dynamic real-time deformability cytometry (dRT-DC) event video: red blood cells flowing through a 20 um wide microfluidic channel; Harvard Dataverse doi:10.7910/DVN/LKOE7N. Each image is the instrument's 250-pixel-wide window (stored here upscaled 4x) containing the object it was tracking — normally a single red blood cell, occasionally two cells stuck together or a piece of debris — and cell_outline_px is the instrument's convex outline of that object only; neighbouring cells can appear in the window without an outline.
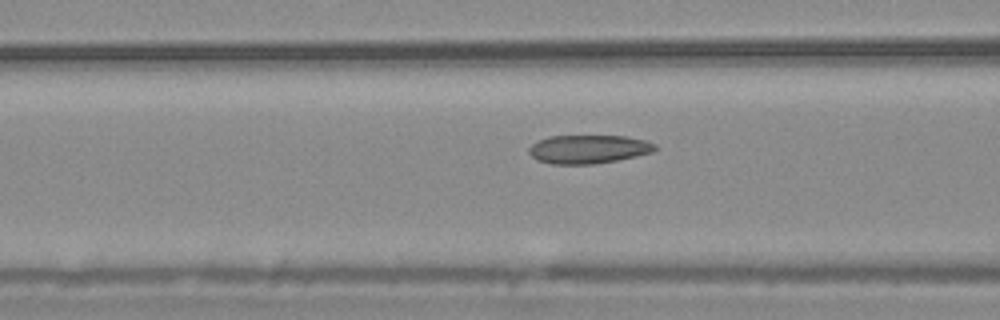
{"species": "common noctule bat (a hibernating species)", "species_latin": "Nyctalus noctula", "temperature_condition": "warm", "stored_images_in_passage": 32, "camera_frame_rate_fps": 3000, "um_per_image_px": 0.085, "animal": {"sex": "male", "body_mass_g": 20.4}, "frame": {"image": 1, "passage_image": 7, "time_ms": 2.0, "image_size_px": [1000, 320], "cell_outline_px": [[656, 148], [652, 152], [636, 156], [616, 160], [592, 164], [552, 164], [536, 160], [528, 152], [528, 148], [532, 144], [548, 136], [624, 136], [644, 140], [656, 144]], "centroid_in_image_um": [49.98, 12.68], "position_along_channel_um": 116.6, "area_um2": 20.87}}
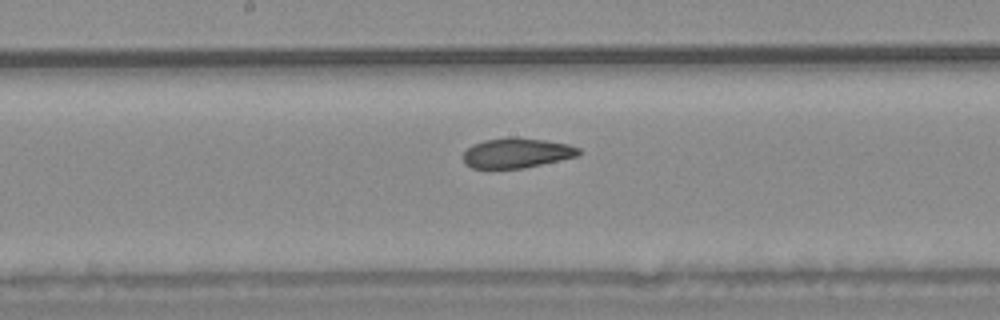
{"frame": {"image": 2, "passage_image": 14, "time_ms": 4.333, "image_size_px": [1000, 320], "cell_outline_px": [[580, 156], [524, 168], [472, 168], [464, 164], [464, 152], [472, 144], [484, 140], [508, 136], [516, 136], [544, 140], [568, 144], [580, 148]], "centroid_in_image_um": [43.93, 12.99], "position_along_channel_um": 204.3, "area_um2": 20.4}}
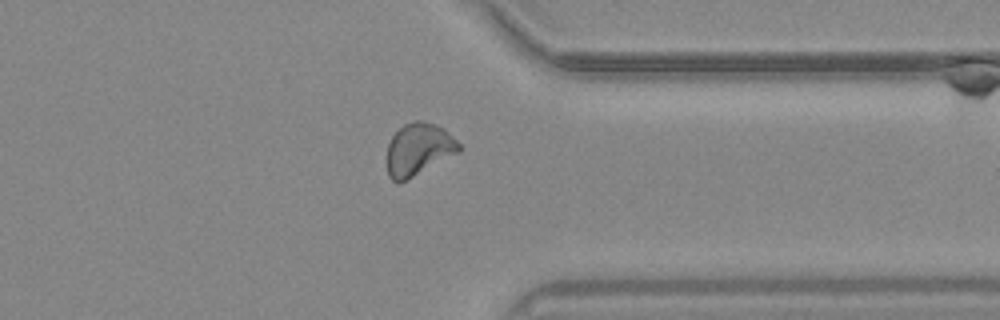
{"frame": {"image": 3, "passage_image": 28, "time_ms": 9.0, "image_size_px": [1000, 320], "cell_outline_px": [[464, 148], [460, 152], [404, 180], [392, 180], [388, 176], [388, 144], [392, 136], [404, 124], [416, 120], [424, 120], [436, 124], [444, 128]], "centroid_in_image_um": [35.62, 12.64], "position_along_channel_um": 375.8, "area_um2": 21.62}, "authors_computed_cell_mechanics": {"area_um2": 21.0392, "velocity_mm_per_s": 3.7615, "shape_relaxation_time_tau1_ms": null, "shape_relaxation_time_tau2_ms": 2.4846, "deformation_change_tau1": null, "deformation_change_tau2": 0.0775}}